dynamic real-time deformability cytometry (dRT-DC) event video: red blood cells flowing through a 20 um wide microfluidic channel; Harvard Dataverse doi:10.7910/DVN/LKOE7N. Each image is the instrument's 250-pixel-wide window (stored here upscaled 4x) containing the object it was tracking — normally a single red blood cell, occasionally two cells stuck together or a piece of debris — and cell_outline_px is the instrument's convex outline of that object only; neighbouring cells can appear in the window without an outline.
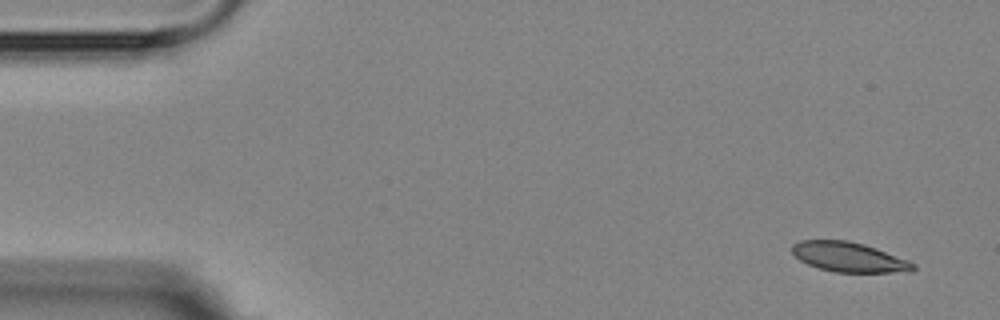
{"species": "Egyptian fruit bat (a non-hibernating species)", "species_latin": "Rousettus aegyptiacus", "temperature_condition": "room temperature", "stored_images_in_passage": 5, "camera_frame_rate_fps": 3000, "um_per_image_px": 0.085, "animal": {"sex": "female"}, "frame": {"image": 1, "passage_image": 1, "time_ms": 0.0, "image_size_px": [1000, 320], "cell_outline_px": [[916, 268], [912, 272], [836, 272], [820, 268], [808, 264], [800, 260], [792, 252], [792, 244], [800, 240], [848, 240], [864, 244], [876, 248], [908, 260], [916, 264]], "centroid_in_image_um": [72.19, 21.85], "position_along_channel_um": 12.8, "area_um2": 20.98}}
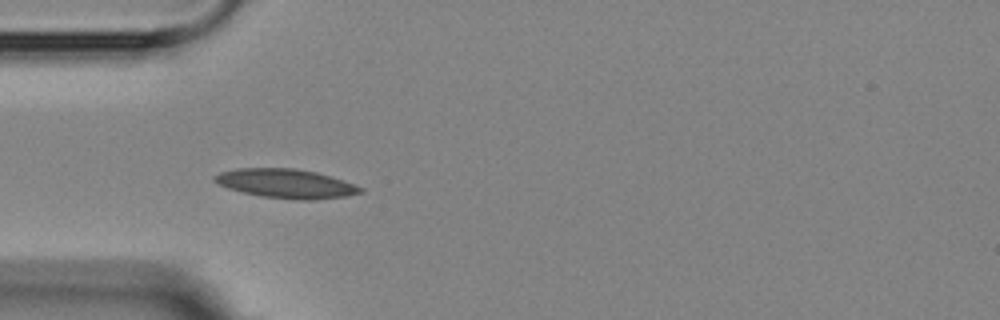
{"frame": {"image": 2, "passage_image": 4, "time_ms": 4.333, "image_size_px": [1000, 320], "cell_outline_px": [[364, 192], [348, 196], [316, 200], [296, 200], [260, 196], [228, 188], [212, 180], [212, 176], [220, 172], [236, 168], [296, 168], [316, 172], [344, 180], [364, 188]], "centroid_in_image_um": [24.34, 15.6], "position_along_channel_um": 60.7, "area_um2": 24.97}}
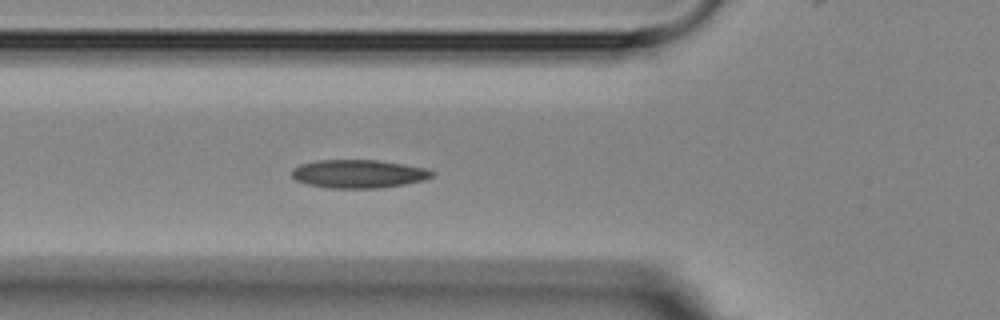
{"frame": {"image": 3, "passage_image": 5, "time_ms": 5.333, "image_size_px": [1000, 320], "cell_outline_px": [[436, 172], [432, 176], [424, 180], [404, 184], [380, 188], [328, 188], [308, 184], [296, 180], [292, 176], [292, 168], [300, 164], [316, 160], [380, 160], [404, 164], [424, 168]], "centroid_in_image_um": [30.47, 14.77], "position_along_channel_um": 95.3, "area_um2": 23.18}}